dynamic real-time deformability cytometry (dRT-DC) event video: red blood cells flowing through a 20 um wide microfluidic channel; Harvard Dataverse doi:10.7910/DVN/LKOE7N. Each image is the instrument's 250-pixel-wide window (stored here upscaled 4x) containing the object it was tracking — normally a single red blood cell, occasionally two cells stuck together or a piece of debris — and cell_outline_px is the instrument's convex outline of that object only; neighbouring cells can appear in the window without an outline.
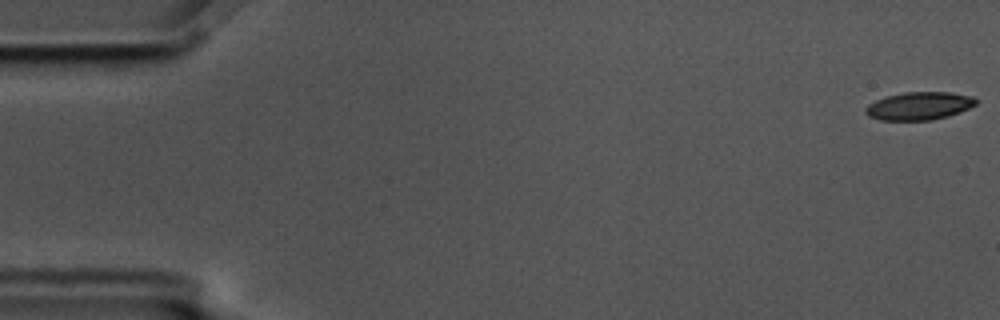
{"species": "common noctule bat (a hibernating species)", "species_latin": "Nyctalus noctula", "temperature_condition": "cold", "stored_images_in_passage": 57, "camera_frame_rate_fps": 3000, "um_per_image_px": 0.085, "animal": {"sex": "male", "body_mass_g": 17.5, "forearm_length_mm": 52.3}, "frame": {"image": 1, "passage_image": 1, "time_ms": 0.0, "image_size_px": [1000, 320], "cell_outline_px": [[980, 100], [976, 104], [960, 112], [948, 116], [932, 120], [880, 120], [868, 116], [864, 112], [864, 108], [868, 104], [876, 100], [888, 96], [904, 92], [948, 92], [972, 96]], "centroid_in_image_um": [78.13, 9.0], "position_along_channel_um": 6.9, "area_um2": 18.03}}
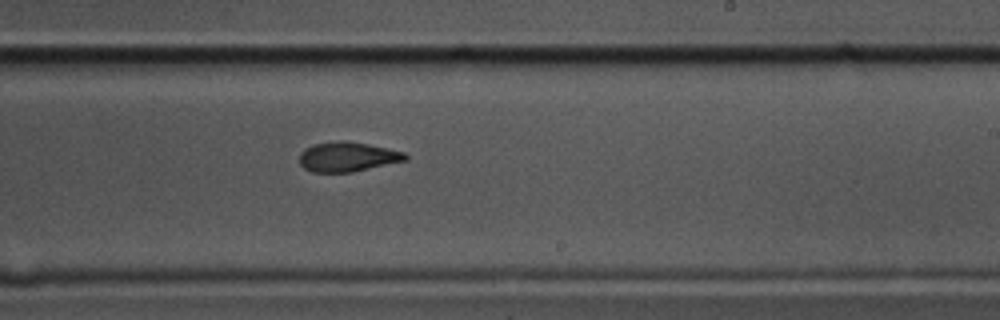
{"frame": {"image": 2, "passage_image": 34, "time_ms": 11.0, "image_size_px": [1000, 320], "cell_outline_px": [[408, 160], [352, 172], [312, 172], [304, 168], [300, 164], [300, 152], [304, 148], [312, 144], [340, 140], [344, 140], [368, 144], [404, 152], [408, 156]], "centroid_in_image_um": [29.52, 13.32], "position_along_channel_um": 259.5, "area_um2": 18.38}}
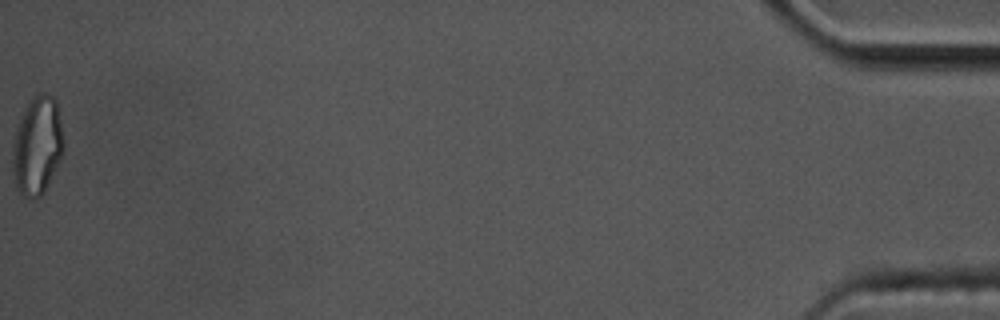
{"frame": {"image": 3, "passage_image": 57, "time_ms": 18.667, "image_size_px": [1000, 320], "cell_outline_px": [[64, 152], [44, 192], [40, 196], [32, 200], [24, 196], [16, 188], [12, 172], [12, 144], [16, 124], [24, 108], [32, 96], [40, 92], [48, 92], [56, 100], [64, 140]], "centroid_in_image_um": [3.14, 12.36], "position_along_channel_um": 432.1, "area_um2": 29.94}, "authors_computed_cell_mechanics": {"area_um2": 19.1318, "velocity_mm_per_s": 3.5705, "shape_relaxation_time_tau1_ms": 6.3682, "shape_relaxation_time_tau2_ms": 3.306, "deformation_change_tau1": 0.1496, "deformation_change_tau2": 0.1015}}